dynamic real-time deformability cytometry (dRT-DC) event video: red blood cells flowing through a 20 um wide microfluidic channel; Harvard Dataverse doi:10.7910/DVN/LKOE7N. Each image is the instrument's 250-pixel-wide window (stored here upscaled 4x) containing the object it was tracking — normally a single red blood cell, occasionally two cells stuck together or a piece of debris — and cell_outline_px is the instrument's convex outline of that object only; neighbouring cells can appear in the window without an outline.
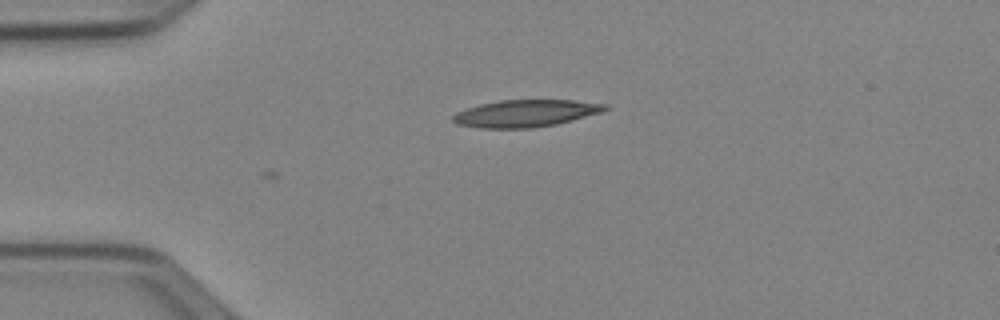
{"species": "Egyptian fruit bat (a non-hibernating species)", "species_latin": "Rousettus aegyptiacus", "temperature_condition": "cold", "stored_images_in_passage": 6, "camera_frame_rate_fps": 3000, "um_per_image_px": 0.085, "animal": {"sex": "female"}, "frame": {"image": 1, "passage_image": 6, "time_ms": 1.667, "image_size_px": [1000, 320], "cell_outline_px": [[608, 108], [600, 112], [572, 120], [556, 124], [532, 128], [480, 128], [456, 124], [452, 120], [452, 116], [456, 112], [480, 104], [500, 100], [572, 100], [608, 104]], "centroid_in_image_um": [44.65, 9.63], "position_along_channel_um": 40.4, "area_um2": 23.93}}